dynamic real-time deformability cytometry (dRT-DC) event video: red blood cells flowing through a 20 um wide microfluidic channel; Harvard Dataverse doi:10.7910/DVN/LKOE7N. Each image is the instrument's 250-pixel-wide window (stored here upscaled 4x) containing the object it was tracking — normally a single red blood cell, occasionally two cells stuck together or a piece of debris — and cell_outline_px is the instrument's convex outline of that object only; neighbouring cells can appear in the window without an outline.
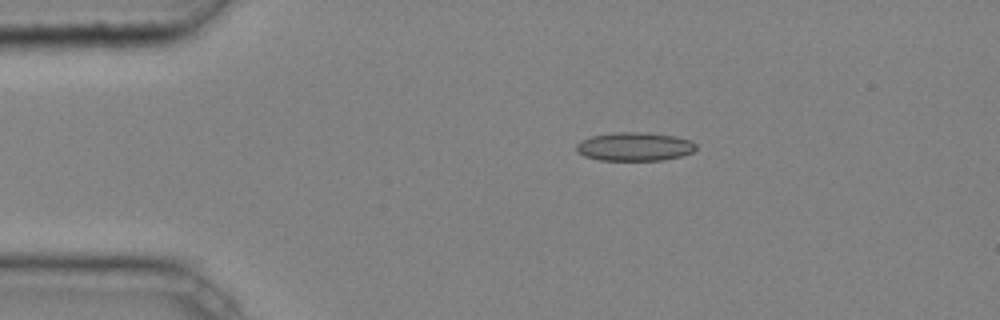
{"species": "common noctule bat (a hibernating species)", "species_latin": "Nyctalus noctula", "temperature_condition": "cold", "stored_images_in_passage": 3, "camera_frame_rate_fps": 3000, "um_per_image_px": 0.085, "animal": {"sex": "male", "body_mass_g": 20.4}, "frame": {"image": 1, "passage_image": 2, "time_ms": 0.333, "image_size_px": [1000, 320], "cell_outline_px": [[696, 148], [692, 152], [680, 156], [664, 160], [600, 160], [584, 156], [576, 152], [576, 144], [580, 140], [592, 136], [612, 132], [644, 132], [676, 136], [692, 140], [696, 144]], "centroid_in_image_um": [53.92, 12.45], "position_along_channel_um": 31.1, "area_um2": 20.11}}